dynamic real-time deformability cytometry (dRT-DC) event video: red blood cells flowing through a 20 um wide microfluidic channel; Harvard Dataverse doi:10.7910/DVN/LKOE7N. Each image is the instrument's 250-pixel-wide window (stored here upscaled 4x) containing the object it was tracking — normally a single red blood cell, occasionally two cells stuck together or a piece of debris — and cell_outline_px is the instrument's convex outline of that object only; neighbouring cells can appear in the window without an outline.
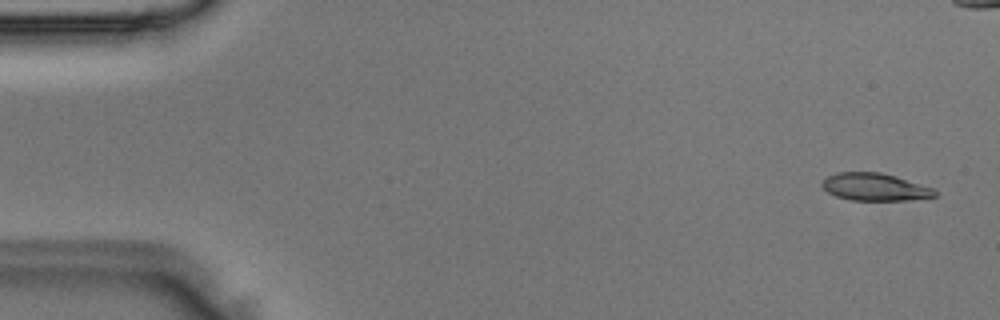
{"species": "Egyptian fruit bat (a non-hibernating species)", "species_latin": "Rousettus aegyptiacus", "temperature_condition": "room temperature", "stored_images_in_passage": 11, "camera_frame_rate_fps": 3000, "um_per_image_px": 0.085, "animal": {"sex": "male"}, "frame": {"image": 1, "passage_image": 2, "time_ms": 0.333, "image_size_px": [1000, 320], "cell_outline_px": [[936, 196], [904, 200], [852, 200], [836, 196], [828, 192], [820, 184], [828, 176], [836, 172], [880, 172], [896, 176], [936, 188]], "centroid_in_image_um": [74.38, 15.88], "position_along_channel_um": 10.6, "area_um2": 18.03}}